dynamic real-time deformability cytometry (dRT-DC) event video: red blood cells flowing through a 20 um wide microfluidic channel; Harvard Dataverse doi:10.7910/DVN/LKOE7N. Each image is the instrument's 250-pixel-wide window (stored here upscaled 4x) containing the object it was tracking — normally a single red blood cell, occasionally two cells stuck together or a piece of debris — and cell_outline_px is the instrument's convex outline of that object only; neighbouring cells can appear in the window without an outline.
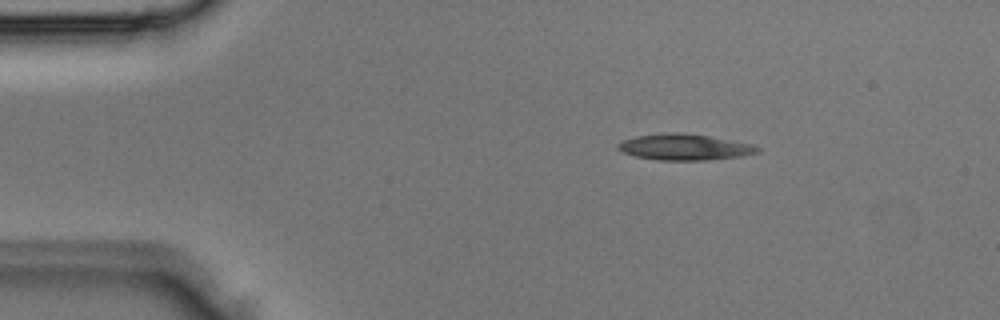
{"species": "Egyptian fruit bat (a non-hibernating species)", "species_latin": "Rousettus aegyptiacus", "temperature_condition": "room temperature", "stored_images_in_passage": 2, "camera_frame_rate_fps": 3000, "um_per_image_px": 0.085, "animal": {"sex": "male"}, "frame": {"image": 1, "passage_image": 1, "time_ms": 0.0, "image_size_px": [1000, 320], "cell_outline_px": [[760, 152], [744, 156], [708, 160], [656, 160], [636, 156], [624, 152], [616, 148], [616, 144], [624, 140], [636, 136], [672, 132], [676, 132], [708, 136], [752, 144], [760, 148]], "centroid_in_image_um": [58.2, 12.51], "position_along_channel_um": 26.8, "area_um2": 21.1}}